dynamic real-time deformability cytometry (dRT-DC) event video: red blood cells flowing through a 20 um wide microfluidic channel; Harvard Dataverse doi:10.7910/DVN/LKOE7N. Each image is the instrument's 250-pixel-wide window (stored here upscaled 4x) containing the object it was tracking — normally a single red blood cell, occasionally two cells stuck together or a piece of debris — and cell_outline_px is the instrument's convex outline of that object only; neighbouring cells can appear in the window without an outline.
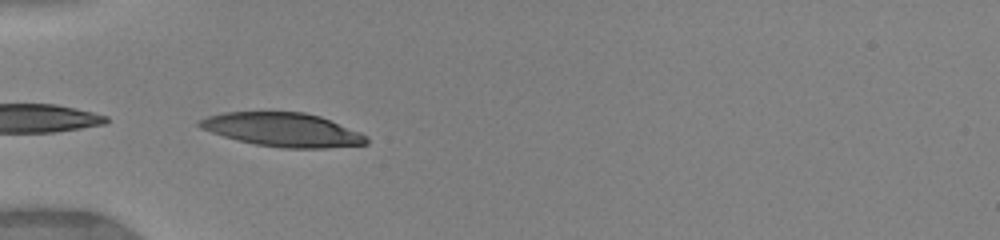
{"species": "human", "species_latin": "Homo sapiens", "temperature_condition": "warm", "stored_images_in_passage": 6, "camera_frame_rate_fps": 3000, "um_per_image_px": 0.085, "donor": {"sex": "female"}, "frame": {"image": 1, "passage_image": 1, "time_ms": 0.0, "image_size_px": [1000, 240], "cell_outline_px": [[368, 144], [328, 148], [280, 148], [256, 144], [236, 140], [200, 128], [196, 124], [196, 120], [220, 112], [304, 112], [320, 116], [360, 132], [368, 136]], "centroid_in_image_um": [24.02, 11.03], "position_along_channel_um": 61.0, "area_um2": 33.0}}